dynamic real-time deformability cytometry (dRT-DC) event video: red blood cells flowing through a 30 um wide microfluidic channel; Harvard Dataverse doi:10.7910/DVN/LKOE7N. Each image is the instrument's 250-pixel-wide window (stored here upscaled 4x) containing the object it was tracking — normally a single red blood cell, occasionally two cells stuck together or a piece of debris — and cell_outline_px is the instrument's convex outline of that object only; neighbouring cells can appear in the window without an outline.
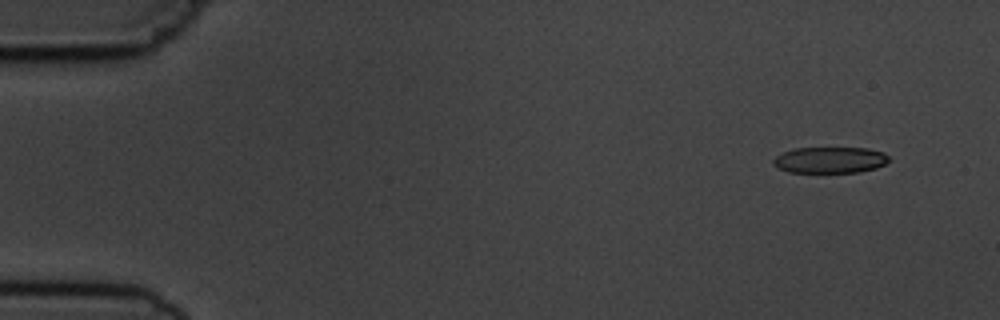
{"species": "common noctule bat (a hibernating species)", "species_latin": "Nyctalus noctula", "temperature_condition": "cold", "stored_images_in_passage": 6, "camera_frame_rate_fps": 3000, "um_per_image_px": 0.085, "animal": {"sex": "male", "body_mass_g": 19.5, "forearm_length_mm": 54.6}, "frame": {"image": 1, "passage_image": 1, "time_ms": 0.0, "image_size_px": [1000, 320], "cell_outline_px": [[888, 160], [884, 164], [876, 168], [860, 172], [788, 172], [772, 164], [772, 160], [776, 156], [792, 148], [868, 148], [884, 152], [888, 156]], "centroid_in_image_um": [70.54, 13.59], "position_along_channel_um": 14.5, "area_um2": 17.63}}
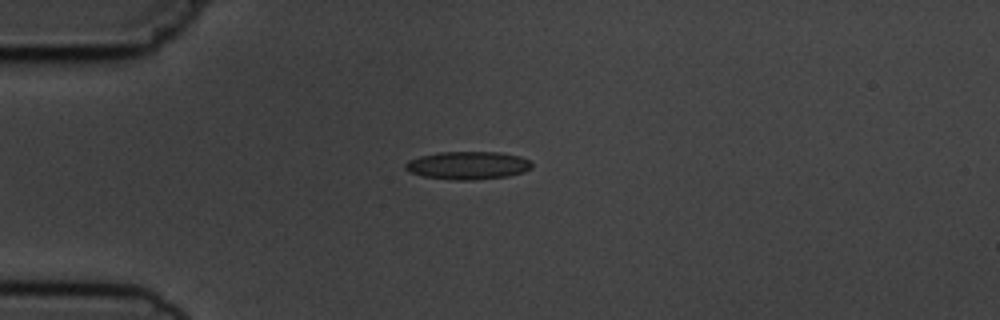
{"frame": {"image": 2, "passage_image": 4, "time_ms": 3.333, "image_size_px": [1000, 320], "cell_outline_px": [[532, 168], [524, 172], [508, 176], [472, 180], [456, 180], [424, 176], [408, 172], [404, 168], [404, 164], [408, 160], [420, 156], [440, 152], [500, 152], [520, 156], [528, 160], [532, 164]], "centroid_in_image_um": [39.76, 14.05], "position_along_channel_um": 45.2, "area_um2": 20.63}}
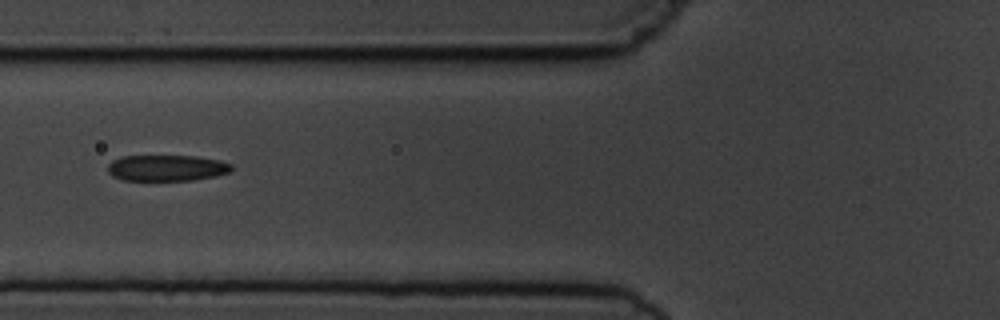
{"frame": {"image": 3, "passage_image": 6, "time_ms": 5.667, "image_size_px": [1000, 320], "cell_outline_px": [[232, 172], [216, 176], [192, 180], [124, 180], [112, 176], [108, 172], [108, 164], [112, 160], [120, 156], [196, 156], [220, 160], [232, 164]], "centroid_in_image_um": [14.19, 14.27], "position_along_channel_um": 111.6, "area_um2": 18.96}}